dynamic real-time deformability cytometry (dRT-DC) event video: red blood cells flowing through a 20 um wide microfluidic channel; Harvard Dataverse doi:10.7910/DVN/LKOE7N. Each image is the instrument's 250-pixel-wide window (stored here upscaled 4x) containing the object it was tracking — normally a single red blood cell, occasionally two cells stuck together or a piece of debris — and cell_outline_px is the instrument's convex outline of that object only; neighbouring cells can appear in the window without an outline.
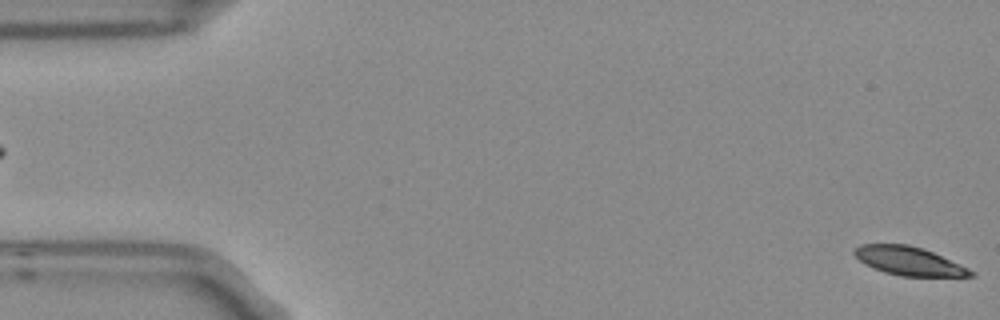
{"species": "Egyptian fruit bat (a non-hibernating species)", "species_latin": "Rousettus aegyptiacus", "temperature_condition": "room temperature", "stored_images_in_passage": 5, "camera_frame_rate_fps": 3000, "um_per_image_px": 0.085, "frame": {"image": 1, "passage_image": 5, "time_ms": 1.333, "image_size_px": [1000, 320], "cell_outline_px": [[976, 276], [900, 276], [884, 272], [872, 268], [864, 264], [852, 252], [860, 244], [908, 244], [932, 252], [960, 264], [976, 272]], "centroid_in_image_um": [77.25, 22.19], "position_along_channel_um": 7.8, "area_um2": 19.25}}